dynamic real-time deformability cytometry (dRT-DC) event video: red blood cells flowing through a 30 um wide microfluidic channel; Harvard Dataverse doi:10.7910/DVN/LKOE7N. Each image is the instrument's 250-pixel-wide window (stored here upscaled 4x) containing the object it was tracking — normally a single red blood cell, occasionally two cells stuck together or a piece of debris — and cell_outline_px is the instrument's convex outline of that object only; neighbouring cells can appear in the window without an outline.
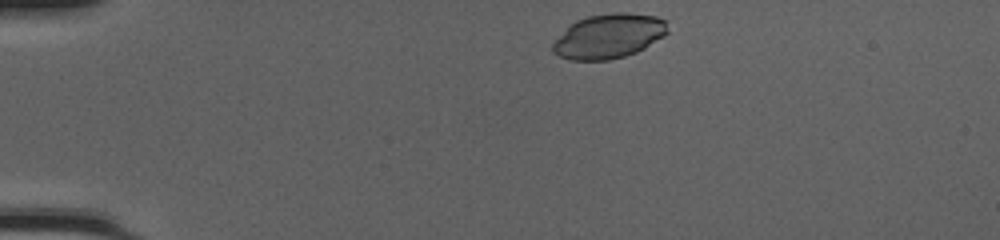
{"species": "common noctule bat (a hibernating species)", "species_latin": "Nyctalus noctula", "temperature_condition": "cold", "stored_images_in_passage": 40, "camera_frame_rate_fps": 3000, "um_per_image_px": 0.085, "animal": {"sex": "female", "body_mass_g": 20.0, "forearm_length_mm": 54.0}, "frame": {"image": 1, "passage_image": 1, "time_ms": 0.0, "image_size_px": [1000, 240], "cell_outline_px": [[668, 32], [664, 36], [644, 48], [636, 52], [624, 56], [608, 60], [572, 60], [560, 56], [552, 52], [552, 44], [576, 20], [588, 16], [612, 12], [624, 12], [656, 16], [664, 20]], "centroid_in_image_um": [51.76, 3.07], "position_along_channel_um": 33.2, "area_um2": 29.48}}
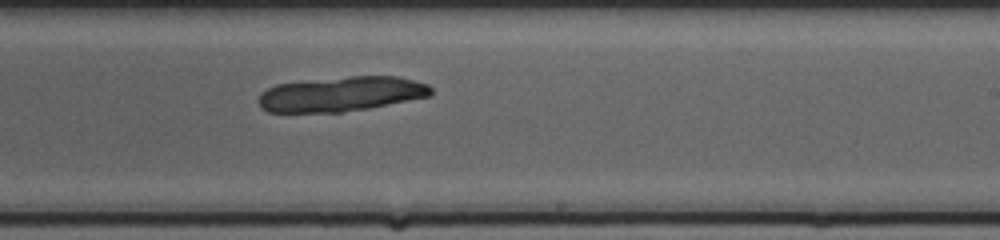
{"frame": {"image": 2, "passage_image": 22, "time_ms": 7.0, "image_size_px": [1000, 240], "cell_outline_px": [[432, 96], [368, 108], [340, 112], [268, 112], [260, 108], [260, 92], [276, 84], [352, 76], [396, 76], [428, 84], [432, 88]], "centroid_in_image_um": [29.03, 7.99], "position_along_channel_um": 260.0, "area_um2": 34.8}}
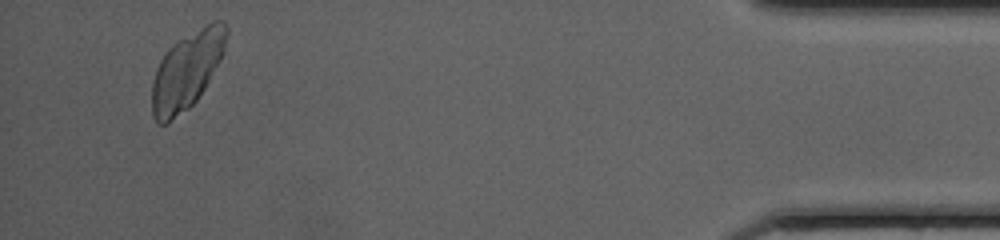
{"frame": {"image": 3, "passage_image": 38, "time_ms": 12.333, "image_size_px": [1000, 240], "cell_outline_px": [[228, 32], [224, 52], [220, 60], [204, 88], [196, 100], [188, 108], [168, 124], [156, 124], [152, 116], [152, 80], [156, 68], [160, 60], [168, 48], [172, 44], [212, 20], [224, 20], [228, 28]], "centroid_in_image_um": [15.87, 5.99], "position_along_channel_um": 419.3, "area_um2": 33.7}}